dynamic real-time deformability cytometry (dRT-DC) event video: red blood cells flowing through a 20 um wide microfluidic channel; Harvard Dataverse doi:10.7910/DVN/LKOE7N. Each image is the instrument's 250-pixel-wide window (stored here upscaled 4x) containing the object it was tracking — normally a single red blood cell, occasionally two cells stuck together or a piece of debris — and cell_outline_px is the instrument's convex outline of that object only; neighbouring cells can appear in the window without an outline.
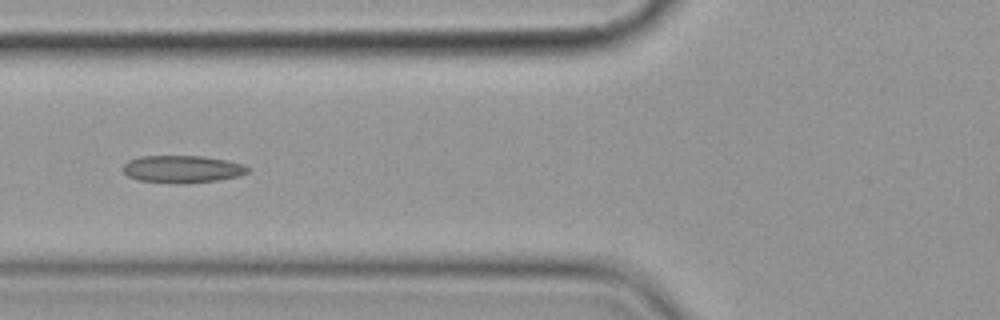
{"species": "common noctule bat (a hibernating species)", "species_latin": "Nyctalus noctula", "temperature_condition": "cold", "stored_images_in_passage": 9, "camera_frame_rate_fps": 3000, "um_per_image_px": 0.085, "animal": {"sex": "female", "body_mass_g": 19.9}, "frame": {"image": 1, "passage_image": 6, "time_ms": 5.667, "image_size_px": [1000, 320], "cell_outline_px": [[248, 172], [240, 176], [220, 180], [184, 184], [176, 184], [140, 180], [128, 176], [124, 172], [124, 164], [128, 160], [140, 156], [204, 156], [228, 160], [244, 164], [248, 168]], "centroid_in_image_um": [15.53, 14.38], "position_along_channel_um": 110.3, "area_um2": 20.11}}
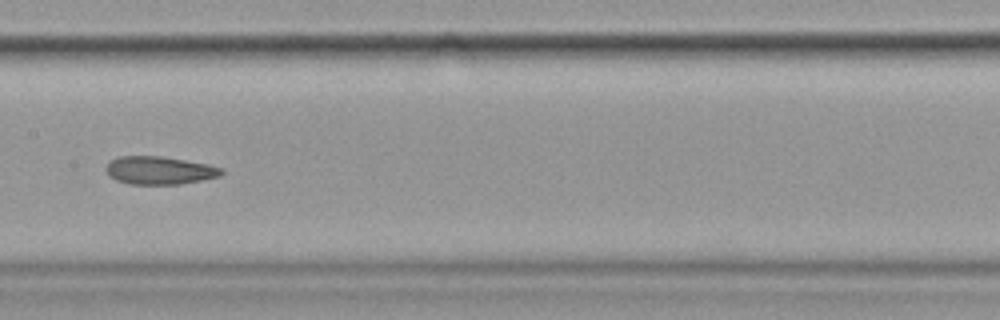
{"frame": {"image": 2, "passage_image": 8, "time_ms": 8.0, "image_size_px": [1000, 320], "cell_outline_px": [[224, 172], [220, 176], [180, 184], [128, 184], [116, 180], [108, 176], [104, 168], [112, 160], [120, 156], [160, 156], [208, 164], [224, 168]], "centroid_in_image_um": [13.54, 14.48], "position_along_channel_um": 193.9, "area_um2": 18.84}}
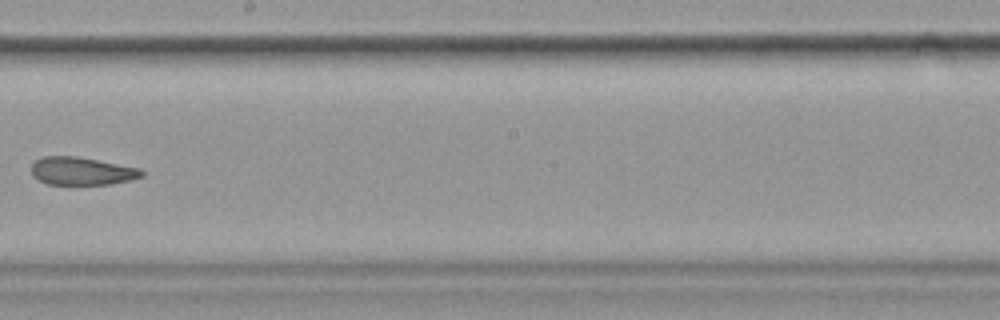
{"frame": {"image": 3, "passage_image": 9, "time_ms": 9.333, "image_size_px": [1000, 320], "cell_outline_px": [[144, 176], [132, 180], [112, 184], [48, 184], [32, 176], [32, 164], [36, 160], [44, 156], [76, 156], [140, 168], [144, 172]], "centroid_in_image_um": [6.98, 14.54], "position_along_channel_um": 241.2, "area_um2": 17.92}}